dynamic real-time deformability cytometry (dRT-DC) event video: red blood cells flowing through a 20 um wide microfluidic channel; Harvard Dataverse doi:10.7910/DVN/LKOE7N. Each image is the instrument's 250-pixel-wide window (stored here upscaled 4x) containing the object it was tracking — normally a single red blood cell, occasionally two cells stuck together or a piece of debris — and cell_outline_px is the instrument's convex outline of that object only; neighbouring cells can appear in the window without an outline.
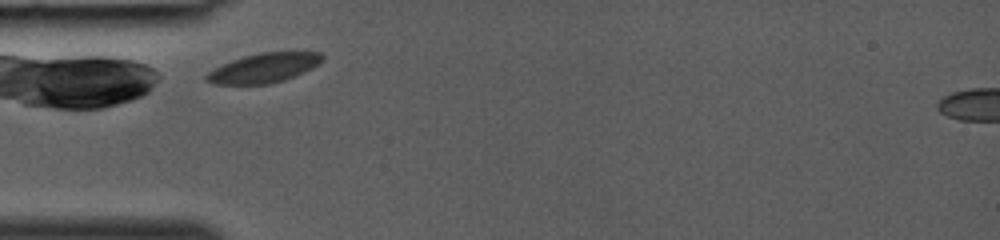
{"species": "common noctule bat (a hibernating species)", "species_latin": "Nyctalus noctula", "temperature_condition": "room temperature", "stored_images_in_passage": 19, "camera_frame_rate_fps": 3000, "um_per_image_px": 0.085, "animal": {"sex": "female", "body_mass_g": 19.0, "forearm_length_mm": 53.3}, "frame": {"image": 1, "passage_image": 1, "time_ms": 0.0, "image_size_px": [1000, 240], "cell_outline_px": [[324, 60], [312, 68], [284, 80], [268, 84], [212, 84], [204, 80], [204, 76], [208, 72], [232, 60], [244, 56], [260, 52], [320, 52], [324, 56]], "centroid_in_image_um": [22.42, 5.77], "position_along_channel_um": 62.6, "area_um2": 19.77}}
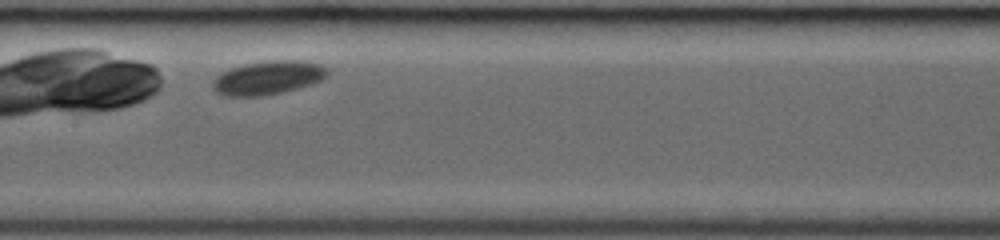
{"frame": {"image": 2, "passage_image": 9, "time_ms": 2.667, "image_size_px": [1000, 240], "cell_outline_px": [[328, 76], [312, 84], [280, 92], [260, 96], [224, 96], [216, 92], [212, 88], [212, 84], [216, 76], [220, 72], [244, 64], [268, 60], [296, 60], [320, 64], [328, 68]], "centroid_in_image_um": [22.76, 6.6], "position_along_channel_um": 184.6, "area_um2": 22.48}}
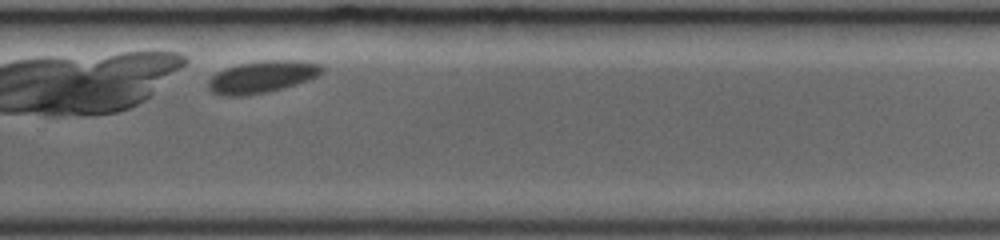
{"frame": {"image": 3, "passage_image": 17, "time_ms": 5.333, "image_size_px": [1000, 240], "cell_outline_px": [[324, 72], [308, 80], [296, 84], [268, 92], [244, 96], [228, 96], [212, 92], [208, 88], [208, 80], [216, 72], [240, 64], [264, 60], [296, 60], [320, 64], [324, 68]], "centroid_in_image_um": [22.28, 6.53], "position_along_channel_um": 307.5, "area_um2": 21.1}}